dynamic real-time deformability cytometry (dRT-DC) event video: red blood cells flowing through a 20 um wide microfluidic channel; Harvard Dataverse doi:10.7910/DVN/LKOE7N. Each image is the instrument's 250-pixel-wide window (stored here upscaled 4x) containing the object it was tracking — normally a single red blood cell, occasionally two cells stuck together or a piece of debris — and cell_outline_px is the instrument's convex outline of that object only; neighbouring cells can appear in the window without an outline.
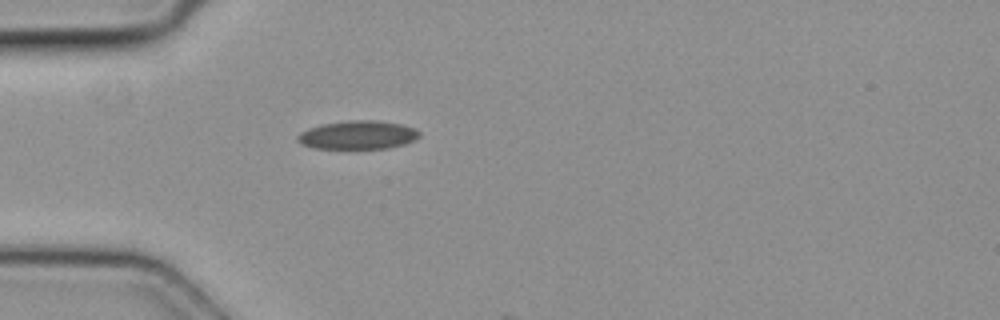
{"species": "common noctule bat (a hibernating species)", "species_latin": "Nyctalus noctula", "temperature_condition": "cold", "stored_images_in_passage": 5, "camera_frame_rate_fps": 3000, "um_per_image_px": 0.085, "animal": {"sex": "female", "body_mass_g": 19.3, "forearm_length_mm": 54.1}, "frame": {"image": 1, "passage_image": 5, "time_ms": 1.333, "image_size_px": [1000, 320], "cell_outline_px": [[420, 136], [416, 140], [404, 144], [388, 148], [356, 152], [312, 148], [300, 144], [296, 140], [296, 136], [300, 132], [308, 128], [324, 124], [348, 120], [376, 120], [400, 124], [416, 128], [420, 132]], "centroid_in_image_um": [30.39, 11.53], "position_along_channel_um": 54.6, "area_um2": 21.44}}